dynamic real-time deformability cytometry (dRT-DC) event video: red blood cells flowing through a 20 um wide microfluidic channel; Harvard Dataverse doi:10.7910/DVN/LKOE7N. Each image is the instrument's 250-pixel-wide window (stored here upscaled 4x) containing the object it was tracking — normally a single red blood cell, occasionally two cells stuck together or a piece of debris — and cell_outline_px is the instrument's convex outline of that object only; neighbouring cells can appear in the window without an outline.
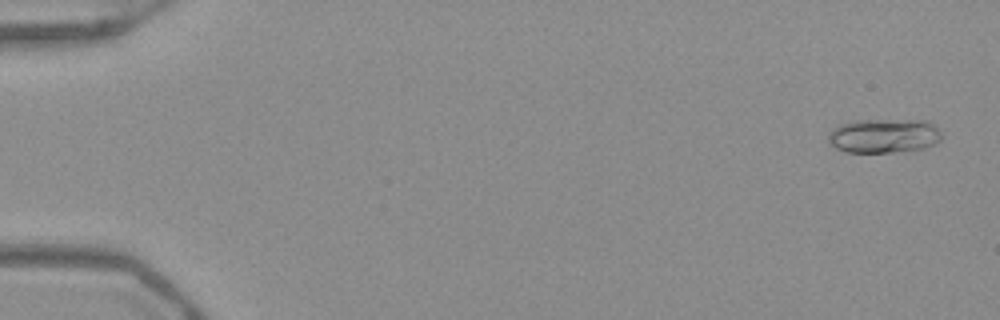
{"species": "Egyptian fruit bat (a non-hibernating species)", "species_latin": "Rousettus aegyptiacus", "temperature_condition": "warm", "stored_images_in_passage": 52, "camera_frame_rate_fps": 3000, "um_per_image_px": 0.085, "frame": {"image": 1, "passage_image": 2, "time_ms": 0.333, "image_size_px": [1000, 320], "cell_outline_px": [[944, 136], [936, 144], [924, 148], [892, 152], [844, 152], [828, 144], [828, 132], [832, 128], [840, 124], [856, 120], [928, 120]], "centroid_in_image_um": [75.11, 11.54], "position_along_channel_um": 9.9, "area_um2": 22.89}}
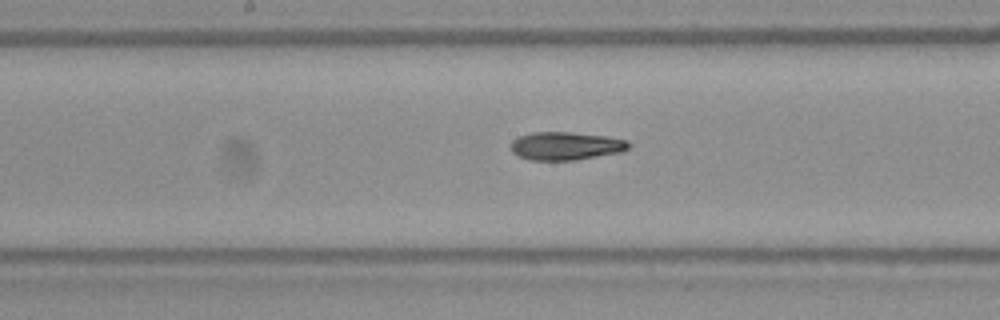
{"frame": {"image": 2, "passage_image": 28, "time_ms": 9.0, "image_size_px": [1000, 320], "cell_outline_px": [[632, 144], [628, 148], [620, 152], [576, 160], [528, 160], [512, 152], [512, 140], [520, 136], [532, 132], [572, 132], [608, 136], [628, 140]], "centroid_in_image_um": [48.12, 12.4], "position_along_channel_um": 200.1, "area_um2": 19.36}}
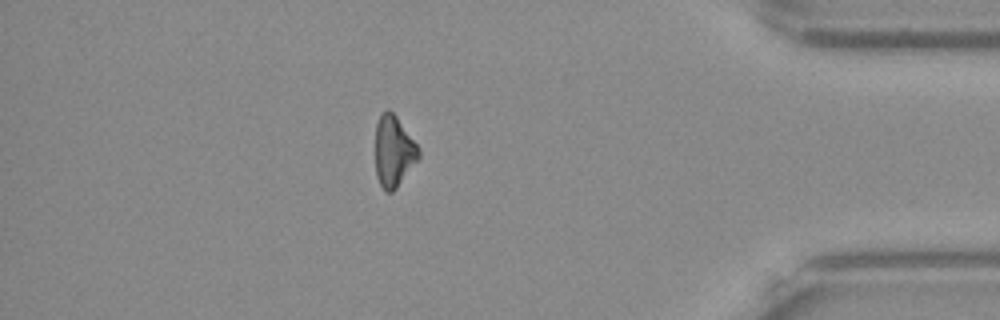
{"frame": {"image": 3, "passage_image": 46, "time_ms": 15.0, "image_size_px": [1000, 320], "cell_outline_px": [[420, 156], [396, 188], [392, 192], [384, 192], [376, 176], [376, 124], [380, 116], [388, 108], [396, 116], [420, 148]], "centroid_in_image_um": [33.46, 12.87], "position_along_channel_um": 401.7, "area_um2": 17.74}, "authors_computed_cell_mechanics": {"area_um2": 19.5653, "velocity_mm_per_s": 3.9441, "shape_relaxation_time_tau1_ms": 6.7623, "shape_relaxation_time_tau2_ms": 3.7125, "deformation_change_tau1": 0.1776, "deformation_change_tau2": 0.1053}}